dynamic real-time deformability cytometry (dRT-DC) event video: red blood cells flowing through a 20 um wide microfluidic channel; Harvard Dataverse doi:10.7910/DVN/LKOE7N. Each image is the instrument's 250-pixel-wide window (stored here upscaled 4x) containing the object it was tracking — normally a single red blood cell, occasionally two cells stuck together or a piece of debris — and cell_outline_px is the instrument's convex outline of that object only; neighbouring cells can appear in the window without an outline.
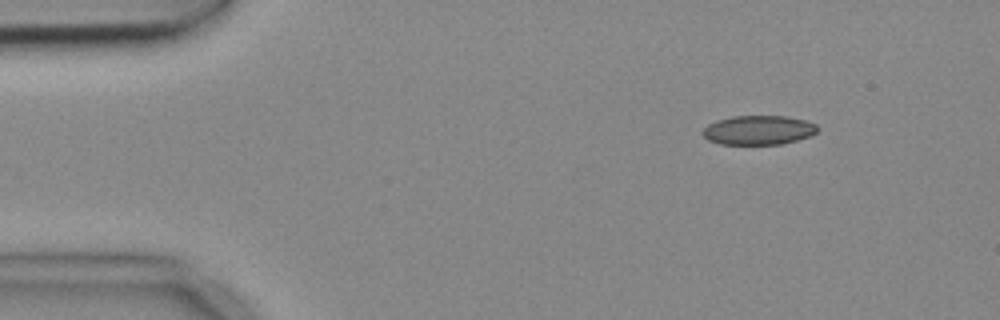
{"species": "common noctule bat (a hibernating species)", "species_latin": "Nyctalus noctula", "temperature_condition": "cold", "stored_images_in_passage": 4, "camera_frame_rate_fps": 3000, "um_per_image_px": 0.085, "animal": {"sex": "female", "body_mass_g": 18.4}, "frame": {"image": 1, "passage_image": 1, "time_ms": 0.0, "image_size_px": [1000, 320], "cell_outline_px": [[820, 128], [812, 136], [780, 144], [720, 144], [708, 140], [700, 132], [708, 124], [716, 120], [732, 116], [788, 116], [804, 120], [816, 124]], "centroid_in_image_um": [64.47, 11.05], "position_along_channel_um": 20.5, "area_um2": 19.71}}
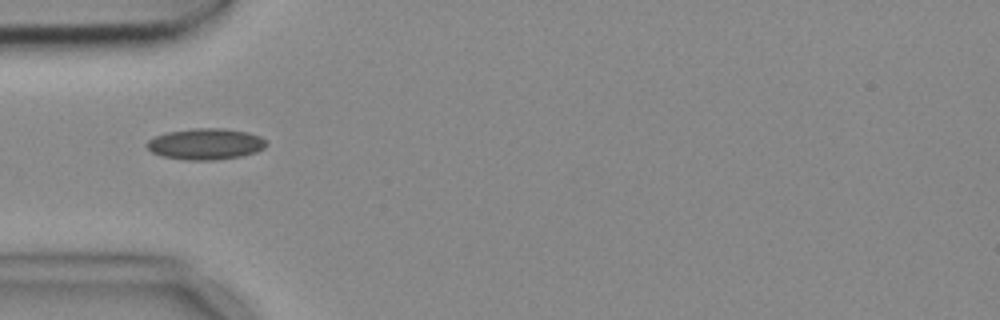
{"frame": {"image": 2, "passage_image": 4, "time_ms": 1.0, "image_size_px": [1000, 320], "cell_outline_px": [[268, 144], [264, 148], [256, 152], [240, 156], [212, 160], [188, 160], [160, 156], [152, 152], [144, 144], [148, 140], [156, 136], [168, 132], [192, 128], [224, 128], [248, 132], [260, 136], [268, 140]], "centroid_in_image_um": [17.49, 12.23], "position_along_channel_um": 67.5, "area_um2": 21.85}}